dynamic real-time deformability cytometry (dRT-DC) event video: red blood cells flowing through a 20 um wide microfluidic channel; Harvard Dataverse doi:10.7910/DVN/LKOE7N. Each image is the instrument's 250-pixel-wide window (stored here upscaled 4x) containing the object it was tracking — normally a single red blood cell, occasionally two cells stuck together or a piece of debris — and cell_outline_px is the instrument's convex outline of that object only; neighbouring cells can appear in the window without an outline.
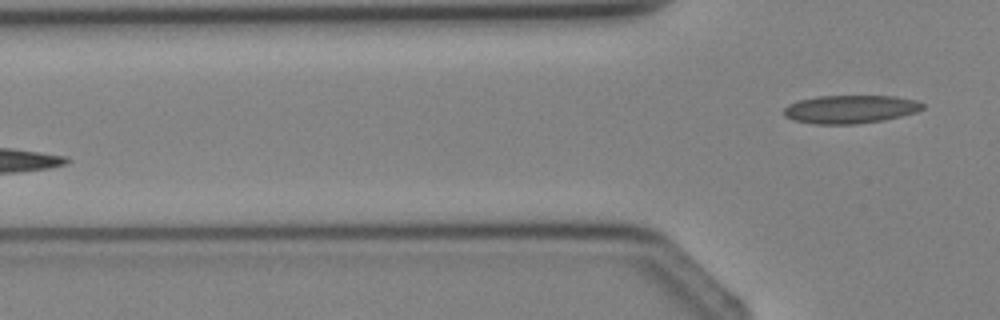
{"species": "Egyptian fruit bat (a non-hibernating species)", "species_latin": "Rousettus aegyptiacus", "temperature_condition": "cold", "stored_images_in_passage": 4, "camera_frame_rate_fps": 3000, "um_per_image_px": 0.085, "animal": {"sex": "female"}, "frame": {"image": 1, "passage_image": 4, "time_ms": 3.333, "image_size_px": [1000, 320], "cell_outline_px": [[924, 108], [916, 112], [884, 120], [856, 124], [812, 124], [792, 120], [784, 116], [784, 108], [788, 104], [800, 100], [816, 96], [896, 96], [916, 100], [924, 104]], "centroid_in_image_um": [72.26, 9.29], "position_along_channel_um": 53.5, "area_um2": 22.95}}